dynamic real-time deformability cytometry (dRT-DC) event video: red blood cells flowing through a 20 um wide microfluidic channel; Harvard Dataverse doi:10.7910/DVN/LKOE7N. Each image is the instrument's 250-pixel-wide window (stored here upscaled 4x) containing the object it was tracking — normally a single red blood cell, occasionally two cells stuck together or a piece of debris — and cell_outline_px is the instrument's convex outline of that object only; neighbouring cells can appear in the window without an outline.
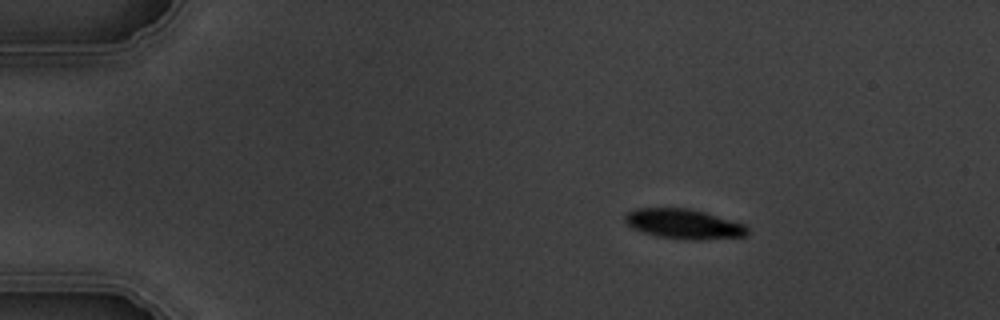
{"species": "common noctule bat (a hibernating species)", "species_latin": "Nyctalus noctula", "temperature_condition": "warm", "stored_images_in_passage": 7, "camera_frame_rate_fps": 3000, "um_per_image_px": 0.085, "animal": {"sex": "male", "body_mass_g": 19.5, "forearm_length_mm": 54.6}, "frame": {"image": 1, "passage_image": 2, "time_ms": 1.333, "image_size_px": [1000, 320], "cell_outline_px": [[748, 236], [700, 240], [692, 240], [656, 236], [640, 232], [624, 224], [624, 212], [636, 208], [688, 208], [704, 212], [744, 224], [748, 228]], "centroid_in_image_um": [58.05, 19.04], "position_along_channel_um": 26.9, "area_um2": 21.56}}
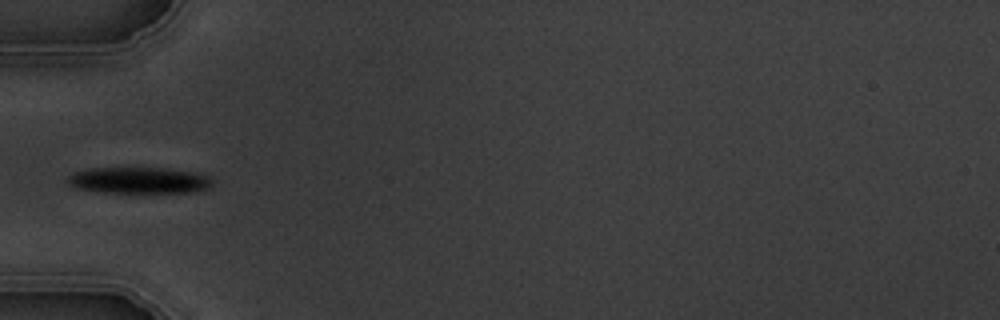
{"frame": {"image": 2, "passage_image": 5, "time_ms": 4.667, "image_size_px": [1000, 320], "cell_outline_px": [[212, 188], [196, 192], [104, 192], [76, 188], [68, 184], [64, 180], [72, 172], [88, 168], [164, 168], [196, 172], [208, 176], [212, 180]], "centroid_in_image_um": [11.8, 15.32], "position_along_channel_um": 73.2, "area_um2": 22.43}}